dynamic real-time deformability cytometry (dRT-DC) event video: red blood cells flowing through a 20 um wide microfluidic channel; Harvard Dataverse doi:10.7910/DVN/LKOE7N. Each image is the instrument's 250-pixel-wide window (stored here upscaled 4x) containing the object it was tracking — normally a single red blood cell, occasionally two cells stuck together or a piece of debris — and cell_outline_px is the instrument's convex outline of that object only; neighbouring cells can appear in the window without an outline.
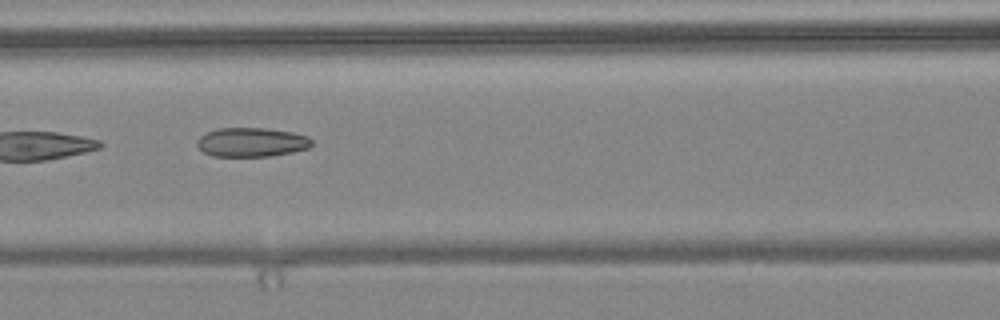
{"species": "common noctule bat (a hibernating species)", "species_latin": "Nyctalus noctula", "temperature_condition": "warm", "stored_images_in_passage": 13, "camera_frame_rate_fps": 3000, "um_per_image_px": 0.085, "animal": {"sex": "female", "body_mass_g": 24.6, "forearm_length_mm": 56.2}, "frame": {"image": 1, "passage_image": 6, "time_ms": 1.667, "image_size_px": [1000, 320], "cell_outline_px": [[312, 144], [308, 148], [292, 152], [272, 156], [212, 156], [204, 152], [196, 144], [196, 140], [200, 136], [216, 128], [268, 128], [292, 132], [308, 136], [312, 140]], "centroid_in_image_um": [21.38, 12.08], "position_along_channel_um": 145.2, "area_um2": 19.54}}
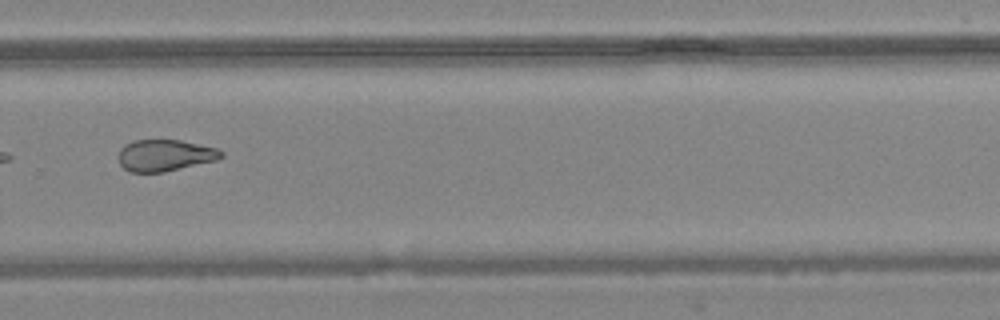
{"frame": {"image": 2, "passage_image": 10, "time_ms": 3.0, "image_size_px": [1000, 320], "cell_outline_px": [[224, 156], [216, 160], [164, 172], [128, 172], [120, 164], [120, 148], [124, 144], [132, 140], [180, 140], [216, 148], [224, 152]], "centroid_in_image_um": [14.01, 13.2], "position_along_channel_um": 315.8, "area_um2": 18.84}}
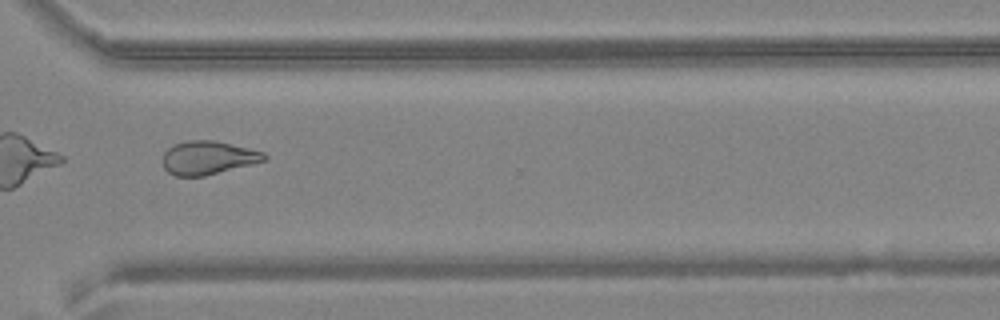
{"frame": {"image": 3, "passage_image": 11, "time_ms": 3.333, "image_size_px": [1000, 320], "cell_outline_px": [[268, 156], [264, 160], [252, 164], [204, 176], [176, 176], [168, 172], [164, 168], [160, 160], [164, 152], [172, 144], [188, 140], [212, 140], [248, 148], [264, 152]], "centroid_in_image_um": [17.62, 13.41], "position_along_channel_um": 353.0, "area_um2": 19.88}}